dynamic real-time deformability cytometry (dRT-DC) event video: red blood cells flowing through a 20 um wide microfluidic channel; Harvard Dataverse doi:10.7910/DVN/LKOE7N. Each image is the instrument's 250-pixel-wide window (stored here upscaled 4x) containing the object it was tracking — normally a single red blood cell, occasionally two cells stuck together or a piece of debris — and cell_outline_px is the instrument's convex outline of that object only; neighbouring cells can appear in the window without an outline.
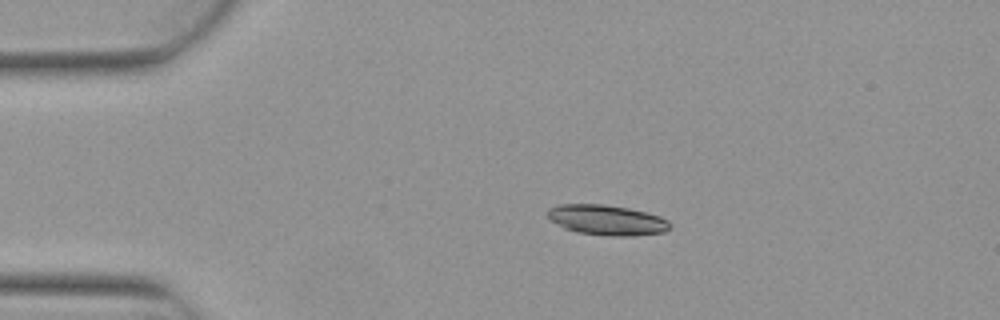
{"species": "Egyptian fruit bat (a non-hibernating species)", "species_latin": "Rousettus aegyptiacus", "temperature_condition": "warm", "stored_images_in_passage": 4, "camera_frame_rate_fps": 3000, "um_per_image_px": 0.085, "animal": {"sex": "female"}, "frame": {"image": 1, "passage_image": 3, "time_ms": 0.667, "image_size_px": [1000, 320], "cell_outline_px": [[672, 224], [664, 232], [632, 236], [612, 236], [576, 232], [564, 228], [552, 220], [548, 216], [548, 208], [560, 204], [604, 204], [628, 208], [660, 216], [668, 220]], "centroid_in_image_um": [51.59, 18.7], "position_along_channel_um": 33.4, "area_um2": 21.44}}